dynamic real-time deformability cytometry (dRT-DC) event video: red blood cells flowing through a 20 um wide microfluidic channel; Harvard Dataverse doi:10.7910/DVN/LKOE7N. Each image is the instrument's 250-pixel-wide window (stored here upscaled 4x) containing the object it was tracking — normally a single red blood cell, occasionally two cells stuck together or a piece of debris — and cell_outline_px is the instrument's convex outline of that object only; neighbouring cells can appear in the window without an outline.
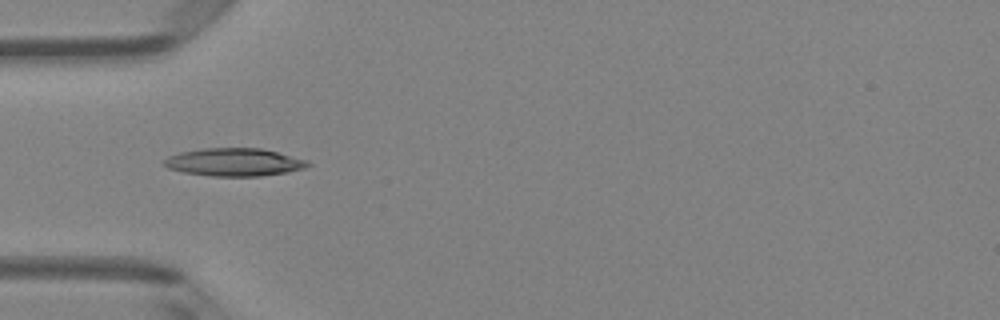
{"species": "Egyptian fruit bat (a non-hibernating species)", "species_latin": "Rousettus aegyptiacus", "temperature_condition": "room temperature", "stored_images_in_passage": 5, "camera_frame_rate_fps": 3000, "um_per_image_px": 0.085, "animal": {"sex": "female"}, "frame": {"image": 1, "passage_image": 4, "time_ms": 4.333, "image_size_px": [1000, 320], "cell_outline_px": [[312, 164], [304, 168], [288, 172], [260, 176], [212, 176], [184, 172], [168, 168], [164, 164], [164, 160], [168, 156], [180, 152], [204, 148], [260, 148], [308, 160]], "centroid_in_image_um": [19.92, 13.78], "position_along_channel_um": 65.1, "area_um2": 23.24}}
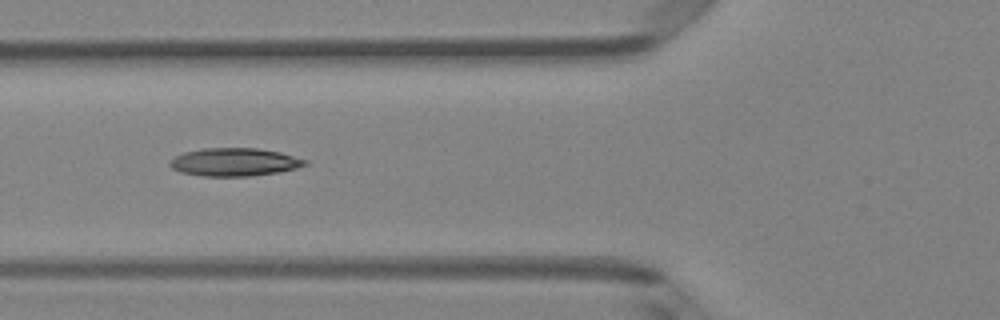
{"frame": {"image": 2, "passage_image": 5, "time_ms": 5.333, "image_size_px": [1000, 320], "cell_outline_px": [[308, 164], [296, 168], [280, 172], [252, 176], [204, 176], [180, 172], [172, 168], [168, 164], [176, 156], [184, 152], [204, 148], [256, 148], [280, 152], [308, 160]], "centroid_in_image_um": [19.95, 13.78], "position_along_channel_um": 105.8, "area_um2": 22.08}}